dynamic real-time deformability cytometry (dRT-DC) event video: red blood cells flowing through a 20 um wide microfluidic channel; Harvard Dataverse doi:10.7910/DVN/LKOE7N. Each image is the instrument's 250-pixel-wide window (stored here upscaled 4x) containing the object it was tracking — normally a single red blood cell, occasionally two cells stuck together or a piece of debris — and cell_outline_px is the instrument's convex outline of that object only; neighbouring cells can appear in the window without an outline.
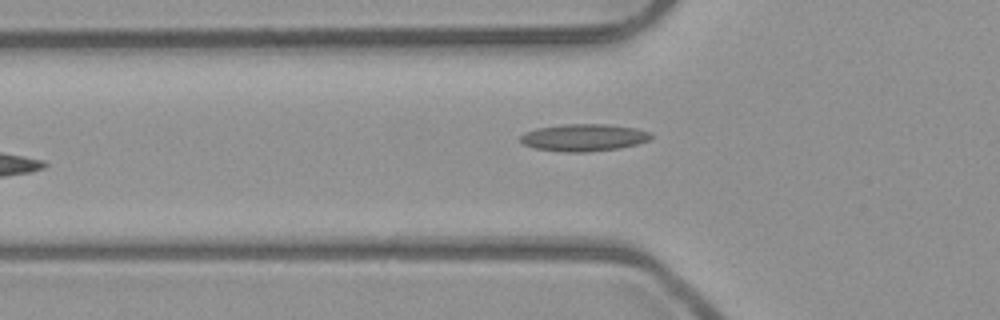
{"species": "common noctule bat (a hibernating species)", "species_latin": "Nyctalus noctula", "temperature_condition": "room temperature", "stored_images_in_passage": 7, "camera_frame_rate_fps": 3000, "um_per_image_px": 0.085, "animal": {"sex": "male", "body_mass_g": 23.1, "forearm_length_mm": 52.7}, "frame": {"image": 1, "passage_image": 6, "time_ms": 1.667, "image_size_px": [1000, 320], "cell_outline_px": [[652, 136], [648, 140], [636, 144], [620, 148], [584, 152], [568, 152], [536, 148], [524, 144], [520, 140], [520, 136], [524, 132], [536, 128], [564, 124], [608, 124], [636, 128], [648, 132]], "centroid_in_image_um": [49.6, 11.68], "position_along_channel_um": 76.2, "area_um2": 20.52}}
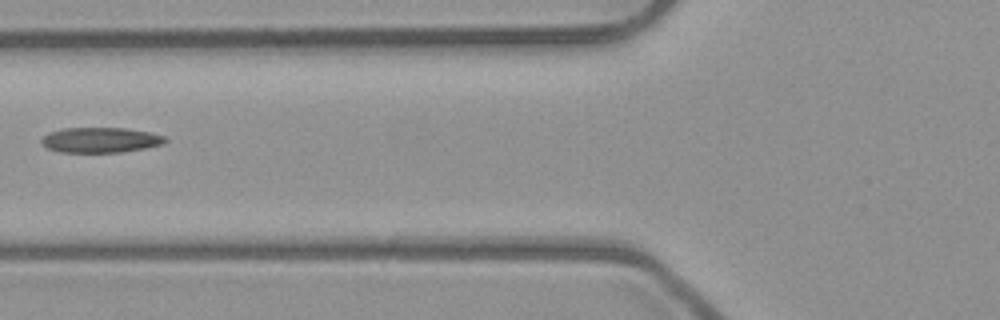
{"frame": {"image": 2, "passage_image": 7, "time_ms": 2.0, "image_size_px": [1000, 320], "cell_outline_px": [[168, 140], [164, 144], [144, 148], [120, 152], [60, 152], [48, 148], [40, 140], [44, 136], [52, 132], [64, 128], [124, 128], [148, 132], [164, 136]], "centroid_in_image_um": [8.57, 11.9], "position_along_channel_um": 117.2, "area_um2": 17.92}}